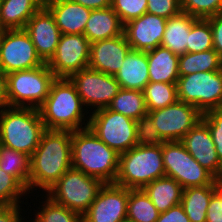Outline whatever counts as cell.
I'll list each match as a JSON object with an SVG mask.
<instances>
[{"instance_id":"32","label":"cell","mask_w":222,"mask_h":222,"mask_svg":"<svg viewBox=\"0 0 222 222\" xmlns=\"http://www.w3.org/2000/svg\"><path fill=\"white\" fill-rule=\"evenodd\" d=\"M159 214L142 189H129L127 219L134 222H156Z\"/></svg>"},{"instance_id":"38","label":"cell","mask_w":222,"mask_h":222,"mask_svg":"<svg viewBox=\"0 0 222 222\" xmlns=\"http://www.w3.org/2000/svg\"><path fill=\"white\" fill-rule=\"evenodd\" d=\"M147 0H112L111 8L118 14L122 24L147 12Z\"/></svg>"},{"instance_id":"35","label":"cell","mask_w":222,"mask_h":222,"mask_svg":"<svg viewBox=\"0 0 222 222\" xmlns=\"http://www.w3.org/2000/svg\"><path fill=\"white\" fill-rule=\"evenodd\" d=\"M28 190L13 176L0 168V206L19 205Z\"/></svg>"},{"instance_id":"21","label":"cell","mask_w":222,"mask_h":222,"mask_svg":"<svg viewBox=\"0 0 222 222\" xmlns=\"http://www.w3.org/2000/svg\"><path fill=\"white\" fill-rule=\"evenodd\" d=\"M114 77L122 89L143 91L149 83L147 51L131 49Z\"/></svg>"},{"instance_id":"20","label":"cell","mask_w":222,"mask_h":222,"mask_svg":"<svg viewBox=\"0 0 222 222\" xmlns=\"http://www.w3.org/2000/svg\"><path fill=\"white\" fill-rule=\"evenodd\" d=\"M44 6L53 15L61 34H82L91 9L71 0H45Z\"/></svg>"},{"instance_id":"47","label":"cell","mask_w":222,"mask_h":222,"mask_svg":"<svg viewBox=\"0 0 222 222\" xmlns=\"http://www.w3.org/2000/svg\"><path fill=\"white\" fill-rule=\"evenodd\" d=\"M5 31L6 29L0 25V43H1V40Z\"/></svg>"},{"instance_id":"45","label":"cell","mask_w":222,"mask_h":222,"mask_svg":"<svg viewBox=\"0 0 222 222\" xmlns=\"http://www.w3.org/2000/svg\"><path fill=\"white\" fill-rule=\"evenodd\" d=\"M71 1L81 4L84 7L91 10L111 7L112 3V0H71Z\"/></svg>"},{"instance_id":"11","label":"cell","mask_w":222,"mask_h":222,"mask_svg":"<svg viewBox=\"0 0 222 222\" xmlns=\"http://www.w3.org/2000/svg\"><path fill=\"white\" fill-rule=\"evenodd\" d=\"M69 79L74 84L83 106L86 110H93L92 112L107 108L121 89L113 75L89 67L74 73Z\"/></svg>"},{"instance_id":"9","label":"cell","mask_w":222,"mask_h":222,"mask_svg":"<svg viewBox=\"0 0 222 222\" xmlns=\"http://www.w3.org/2000/svg\"><path fill=\"white\" fill-rule=\"evenodd\" d=\"M165 176L173 178L183 189L213 185L217 179L203 168L180 141L162 143Z\"/></svg>"},{"instance_id":"41","label":"cell","mask_w":222,"mask_h":222,"mask_svg":"<svg viewBox=\"0 0 222 222\" xmlns=\"http://www.w3.org/2000/svg\"><path fill=\"white\" fill-rule=\"evenodd\" d=\"M206 222H222V184L214 191L211 197Z\"/></svg>"},{"instance_id":"40","label":"cell","mask_w":222,"mask_h":222,"mask_svg":"<svg viewBox=\"0 0 222 222\" xmlns=\"http://www.w3.org/2000/svg\"><path fill=\"white\" fill-rule=\"evenodd\" d=\"M147 13L169 19L182 12L181 0H147Z\"/></svg>"},{"instance_id":"23","label":"cell","mask_w":222,"mask_h":222,"mask_svg":"<svg viewBox=\"0 0 222 222\" xmlns=\"http://www.w3.org/2000/svg\"><path fill=\"white\" fill-rule=\"evenodd\" d=\"M179 55L158 46L147 51L149 82L177 83Z\"/></svg>"},{"instance_id":"39","label":"cell","mask_w":222,"mask_h":222,"mask_svg":"<svg viewBox=\"0 0 222 222\" xmlns=\"http://www.w3.org/2000/svg\"><path fill=\"white\" fill-rule=\"evenodd\" d=\"M202 120L209 127L218 158L222 163V108L207 111L202 115Z\"/></svg>"},{"instance_id":"14","label":"cell","mask_w":222,"mask_h":222,"mask_svg":"<svg viewBox=\"0 0 222 222\" xmlns=\"http://www.w3.org/2000/svg\"><path fill=\"white\" fill-rule=\"evenodd\" d=\"M90 42L82 34H61L52 58L46 63L56 78H69L89 66Z\"/></svg>"},{"instance_id":"22","label":"cell","mask_w":222,"mask_h":222,"mask_svg":"<svg viewBox=\"0 0 222 222\" xmlns=\"http://www.w3.org/2000/svg\"><path fill=\"white\" fill-rule=\"evenodd\" d=\"M124 25L118 14L111 8L91 10L90 18L86 23L84 35L91 43L115 38L123 34Z\"/></svg>"},{"instance_id":"34","label":"cell","mask_w":222,"mask_h":222,"mask_svg":"<svg viewBox=\"0 0 222 222\" xmlns=\"http://www.w3.org/2000/svg\"><path fill=\"white\" fill-rule=\"evenodd\" d=\"M211 49L214 47L210 22L207 19L198 18L190 29L186 52L196 53Z\"/></svg>"},{"instance_id":"37","label":"cell","mask_w":222,"mask_h":222,"mask_svg":"<svg viewBox=\"0 0 222 222\" xmlns=\"http://www.w3.org/2000/svg\"><path fill=\"white\" fill-rule=\"evenodd\" d=\"M136 131V146H155L164 142L148 113L136 121Z\"/></svg>"},{"instance_id":"48","label":"cell","mask_w":222,"mask_h":222,"mask_svg":"<svg viewBox=\"0 0 222 222\" xmlns=\"http://www.w3.org/2000/svg\"><path fill=\"white\" fill-rule=\"evenodd\" d=\"M120 222H134V221H132V220H129V219H124V220H122V221H120Z\"/></svg>"},{"instance_id":"19","label":"cell","mask_w":222,"mask_h":222,"mask_svg":"<svg viewBox=\"0 0 222 222\" xmlns=\"http://www.w3.org/2000/svg\"><path fill=\"white\" fill-rule=\"evenodd\" d=\"M130 50L124 33L115 38L93 42L90 44L88 67L115 76Z\"/></svg>"},{"instance_id":"44","label":"cell","mask_w":222,"mask_h":222,"mask_svg":"<svg viewBox=\"0 0 222 222\" xmlns=\"http://www.w3.org/2000/svg\"><path fill=\"white\" fill-rule=\"evenodd\" d=\"M20 207V205L0 206V222H25Z\"/></svg>"},{"instance_id":"25","label":"cell","mask_w":222,"mask_h":222,"mask_svg":"<svg viewBox=\"0 0 222 222\" xmlns=\"http://www.w3.org/2000/svg\"><path fill=\"white\" fill-rule=\"evenodd\" d=\"M142 190L159 213L181 204L183 187L173 178L164 176L145 185Z\"/></svg>"},{"instance_id":"8","label":"cell","mask_w":222,"mask_h":222,"mask_svg":"<svg viewBox=\"0 0 222 222\" xmlns=\"http://www.w3.org/2000/svg\"><path fill=\"white\" fill-rule=\"evenodd\" d=\"M178 100L195 106L202 114L222 108V69L180 76Z\"/></svg>"},{"instance_id":"12","label":"cell","mask_w":222,"mask_h":222,"mask_svg":"<svg viewBox=\"0 0 222 222\" xmlns=\"http://www.w3.org/2000/svg\"><path fill=\"white\" fill-rule=\"evenodd\" d=\"M43 64L24 29H6L0 43V68L5 74L37 68Z\"/></svg>"},{"instance_id":"16","label":"cell","mask_w":222,"mask_h":222,"mask_svg":"<svg viewBox=\"0 0 222 222\" xmlns=\"http://www.w3.org/2000/svg\"><path fill=\"white\" fill-rule=\"evenodd\" d=\"M190 155L217 180L222 181V163L208 125L201 119L180 140Z\"/></svg>"},{"instance_id":"28","label":"cell","mask_w":222,"mask_h":222,"mask_svg":"<svg viewBox=\"0 0 222 222\" xmlns=\"http://www.w3.org/2000/svg\"><path fill=\"white\" fill-rule=\"evenodd\" d=\"M222 69V59L214 50L204 52L185 53L179 55V76H186L196 72L219 71Z\"/></svg>"},{"instance_id":"13","label":"cell","mask_w":222,"mask_h":222,"mask_svg":"<svg viewBox=\"0 0 222 222\" xmlns=\"http://www.w3.org/2000/svg\"><path fill=\"white\" fill-rule=\"evenodd\" d=\"M164 142L180 141L201 119L202 113L192 104L177 101L167 107L148 111Z\"/></svg>"},{"instance_id":"3","label":"cell","mask_w":222,"mask_h":222,"mask_svg":"<svg viewBox=\"0 0 222 222\" xmlns=\"http://www.w3.org/2000/svg\"><path fill=\"white\" fill-rule=\"evenodd\" d=\"M72 168L104 183H114L120 154L109 148L88 127L71 131Z\"/></svg>"},{"instance_id":"29","label":"cell","mask_w":222,"mask_h":222,"mask_svg":"<svg viewBox=\"0 0 222 222\" xmlns=\"http://www.w3.org/2000/svg\"><path fill=\"white\" fill-rule=\"evenodd\" d=\"M107 108L135 121L148 113L143 91L122 88Z\"/></svg>"},{"instance_id":"27","label":"cell","mask_w":222,"mask_h":222,"mask_svg":"<svg viewBox=\"0 0 222 222\" xmlns=\"http://www.w3.org/2000/svg\"><path fill=\"white\" fill-rule=\"evenodd\" d=\"M221 184L222 181L217 180L213 185L183 189L181 205L190 222H206L211 197Z\"/></svg>"},{"instance_id":"18","label":"cell","mask_w":222,"mask_h":222,"mask_svg":"<svg viewBox=\"0 0 222 222\" xmlns=\"http://www.w3.org/2000/svg\"><path fill=\"white\" fill-rule=\"evenodd\" d=\"M166 22L167 19L146 12L124 24L123 33L131 49L149 51L161 46Z\"/></svg>"},{"instance_id":"4","label":"cell","mask_w":222,"mask_h":222,"mask_svg":"<svg viewBox=\"0 0 222 222\" xmlns=\"http://www.w3.org/2000/svg\"><path fill=\"white\" fill-rule=\"evenodd\" d=\"M39 110L6 106L0 109V145L31 157L45 131Z\"/></svg>"},{"instance_id":"24","label":"cell","mask_w":222,"mask_h":222,"mask_svg":"<svg viewBox=\"0 0 222 222\" xmlns=\"http://www.w3.org/2000/svg\"><path fill=\"white\" fill-rule=\"evenodd\" d=\"M45 0H2L0 25L5 29H24L28 20L44 6Z\"/></svg>"},{"instance_id":"46","label":"cell","mask_w":222,"mask_h":222,"mask_svg":"<svg viewBox=\"0 0 222 222\" xmlns=\"http://www.w3.org/2000/svg\"><path fill=\"white\" fill-rule=\"evenodd\" d=\"M8 106L6 74L0 68V109Z\"/></svg>"},{"instance_id":"1","label":"cell","mask_w":222,"mask_h":222,"mask_svg":"<svg viewBox=\"0 0 222 222\" xmlns=\"http://www.w3.org/2000/svg\"><path fill=\"white\" fill-rule=\"evenodd\" d=\"M70 168L71 131L46 129L30 157L28 193L37 188L46 192Z\"/></svg>"},{"instance_id":"5","label":"cell","mask_w":222,"mask_h":222,"mask_svg":"<svg viewBox=\"0 0 222 222\" xmlns=\"http://www.w3.org/2000/svg\"><path fill=\"white\" fill-rule=\"evenodd\" d=\"M164 176L162 144L135 146L120 154L114 183L128 189H142L148 183Z\"/></svg>"},{"instance_id":"10","label":"cell","mask_w":222,"mask_h":222,"mask_svg":"<svg viewBox=\"0 0 222 222\" xmlns=\"http://www.w3.org/2000/svg\"><path fill=\"white\" fill-rule=\"evenodd\" d=\"M95 135L119 154L136 146V121L102 108L89 113V126Z\"/></svg>"},{"instance_id":"26","label":"cell","mask_w":222,"mask_h":222,"mask_svg":"<svg viewBox=\"0 0 222 222\" xmlns=\"http://www.w3.org/2000/svg\"><path fill=\"white\" fill-rule=\"evenodd\" d=\"M197 19L184 12L167 19L161 46L168 48L174 54H185L190 29Z\"/></svg>"},{"instance_id":"30","label":"cell","mask_w":222,"mask_h":222,"mask_svg":"<svg viewBox=\"0 0 222 222\" xmlns=\"http://www.w3.org/2000/svg\"><path fill=\"white\" fill-rule=\"evenodd\" d=\"M0 168L13 175L28 190L30 156L0 145Z\"/></svg>"},{"instance_id":"6","label":"cell","mask_w":222,"mask_h":222,"mask_svg":"<svg viewBox=\"0 0 222 222\" xmlns=\"http://www.w3.org/2000/svg\"><path fill=\"white\" fill-rule=\"evenodd\" d=\"M54 73L42 66L6 74L8 106L38 109L49 95Z\"/></svg>"},{"instance_id":"17","label":"cell","mask_w":222,"mask_h":222,"mask_svg":"<svg viewBox=\"0 0 222 222\" xmlns=\"http://www.w3.org/2000/svg\"><path fill=\"white\" fill-rule=\"evenodd\" d=\"M24 30L30 36L37 55L47 63L54 55L61 36L53 15L43 6L28 20Z\"/></svg>"},{"instance_id":"31","label":"cell","mask_w":222,"mask_h":222,"mask_svg":"<svg viewBox=\"0 0 222 222\" xmlns=\"http://www.w3.org/2000/svg\"><path fill=\"white\" fill-rule=\"evenodd\" d=\"M147 111H154L178 101L177 83L149 82L144 90Z\"/></svg>"},{"instance_id":"7","label":"cell","mask_w":222,"mask_h":222,"mask_svg":"<svg viewBox=\"0 0 222 222\" xmlns=\"http://www.w3.org/2000/svg\"><path fill=\"white\" fill-rule=\"evenodd\" d=\"M104 184L98 178L70 168L44 193L61 206L83 215Z\"/></svg>"},{"instance_id":"15","label":"cell","mask_w":222,"mask_h":222,"mask_svg":"<svg viewBox=\"0 0 222 222\" xmlns=\"http://www.w3.org/2000/svg\"><path fill=\"white\" fill-rule=\"evenodd\" d=\"M129 189L105 183L88 210L83 222H120L127 218Z\"/></svg>"},{"instance_id":"33","label":"cell","mask_w":222,"mask_h":222,"mask_svg":"<svg viewBox=\"0 0 222 222\" xmlns=\"http://www.w3.org/2000/svg\"><path fill=\"white\" fill-rule=\"evenodd\" d=\"M45 201L41 202L43 205L37 207L39 210L35 211V219L32 222H83V215L75 211L69 210L65 206L53 201L45 194ZM40 211V212H39Z\"/></svg>"},{"instance_id":"36","label":"cell","mask_w":222,"mask_h":222,"mask_svg":"<svg viewBox=\"0 0 222 222\" xmlns=\"http://www.w3.org/2000/svg\"><path fill=\"white\" fill-rule=\"evenodd\" d=\"M182 12L206 19L222 12V0H181Z\"/></svg>"},{"instance_id":"42","label":"cell","mask_w":222,"mask_h":222,"mask_svg":"<svg viewBox=\"0 0 222 222\" xmlns=\"http://www.w3.org/2000/svg\"><path fill=\"white\" fill-rule=\"evenodd\" d=\"M211 25L214 50L222 59V12L206 18Z\"/></svg>"},{"instance_id":"2","label":"cell","mask_w":222,"mask_h":222,"mask_svg":"<svg viewBox=\"0 0 222 222\" xmlns=\"http://www.w3.org/2000/svg\"><path fill=\"white\" fill-rule=\"evenodd\" d=\"M83 107L71 80L56 78L51 84L49 95L38 110L45 129L76 131L89 126L87 115L90 110Z\"/></svg>"},{"instance_id":"43","label":"cell","mask_w":222,"mask_h":222,"mask_svg":"<svg viewBox=\"0 0 222 222\" xmlns=\"http://www.w3.org/2000/svg\"><path fill=\"white\" fill-rule=\"evenodd\" d=\"M156 222H190L181 204L159 214Z\"/></svg>"}]
</instances>
